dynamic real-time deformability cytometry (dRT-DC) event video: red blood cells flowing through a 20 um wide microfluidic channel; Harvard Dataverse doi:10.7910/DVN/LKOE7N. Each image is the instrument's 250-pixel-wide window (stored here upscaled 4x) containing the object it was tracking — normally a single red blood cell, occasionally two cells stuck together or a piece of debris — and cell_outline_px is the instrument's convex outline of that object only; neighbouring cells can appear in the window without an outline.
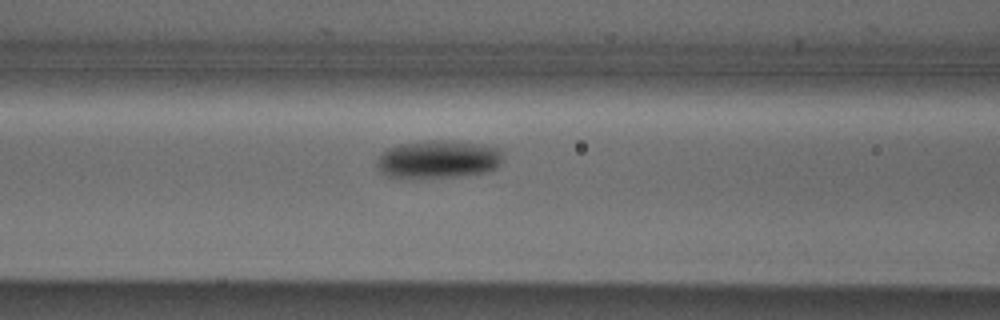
{"species": "Egyptian fruit bat (a non-hibernating species)", "species_latin": "Rousettus aegyptiacus", "temperature_condition": "cold", "stored_images_in_passage": 20, "camera_frame_rate_fps": 3000, "um_per_image_px": 0.085, "animal": {"sex": "male"}, "frame": {"image": 1, "passage_image": 15, "time_ms": 4.667, "image_size_px": [1000, 320], "cell_outline_px": [[504, 152], [500, 164], [496, 168], [488, 172], [456, 176], [388, 176], [380, 172], [376, 164], [376, 160], [388, 148], [400, 144], [428, 140], [448, 140], [484, 144], [500, 148]], "centroid_in_image_um": [37.32, 13.5], "position_along_channel_um": 129.3, "area_um2": 27.69}}